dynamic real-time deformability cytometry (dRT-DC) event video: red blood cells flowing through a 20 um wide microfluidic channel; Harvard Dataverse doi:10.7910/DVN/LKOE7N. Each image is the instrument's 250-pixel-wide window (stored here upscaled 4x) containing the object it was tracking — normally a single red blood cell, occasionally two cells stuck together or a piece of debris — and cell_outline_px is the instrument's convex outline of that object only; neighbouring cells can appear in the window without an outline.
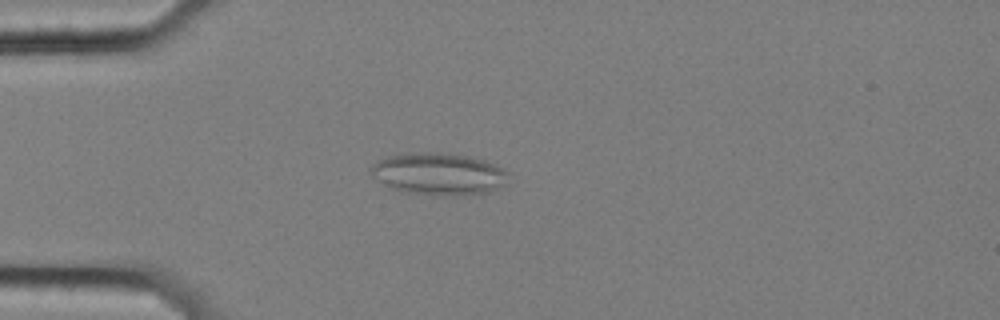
{"species": "common noctule bat (a hibernating species)", "species_latin": "Nyctalus noctula", "temperature_condition": "cold", "stored_images_in_passage": 57, "camera_frame_rate_fps": 3000, "um_per_image_px": 0.085, "animal": {"sex": "female", "body_mass_g": 25.1}, "frame": {"image": 1, "passage_image": 15, "time_ms": 4.667, "image_size_px": [1000, 320], "cell_outline_px": [[508, 184], [488, 192], [452, 196], [432, 196], [400, 192], [392, 188], [372, 176], [368, 168], [372, 164], [388, 156], [420, 152], [432, 152], [468, 156], [484, 160], [508, 172]], "centroid_in_image_um": [37.28, 14.81], "position_along_channel_um": 47.7, "area_um2": 33.87}}
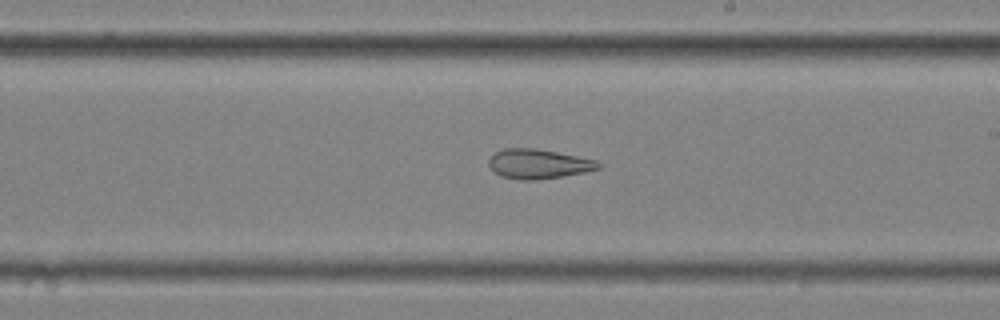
{"frame": {"image": 2, "passage_image": 33, "time_ms": 10.667, "image_size_px": [1000, 320], "cell_outline_px": [[604, 164], [600, 168], [584, 172], [564, 176], [536, 180], [520, 180], [500, 176], [488, 164], [488, 160], [496, 152], [504, 148], [536, 148], [596, 160]], "centroid_in_image_um": [45.78, 13.94], "position_along_channel_um": 243.2, "area_um2": 18.84}}
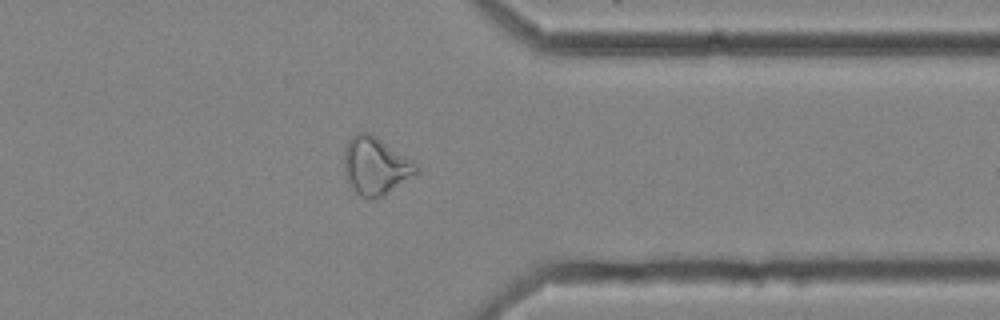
{"frame": {"image": 3, "passage_image": 45, "time_ms": 14.667, "image_size_px": [1000, 320], "cell_outline_px": [[420, 172], [384, 196], [360, 196], [356, 192], [348, 180], [344, 172], [344, 148], [348, 140], [356, 132], [372, 132], [412, 160], [420, 168]], "centroid_in_image_um": [31.94, 14.05], "position_along_channel_um": 379.5, "area_um2": 24.33}, "authors_computed_cell_mechanics": {"area_um2": 25.721, "velocity_mm_per_s": 3.537, "shape_relaxation_time_tau1_ms": null, "shape_relaxation_time_tau2_ms": 4.4867, "deformation_change_tau1": null, "deformation_change_tau2": 0.1361}}